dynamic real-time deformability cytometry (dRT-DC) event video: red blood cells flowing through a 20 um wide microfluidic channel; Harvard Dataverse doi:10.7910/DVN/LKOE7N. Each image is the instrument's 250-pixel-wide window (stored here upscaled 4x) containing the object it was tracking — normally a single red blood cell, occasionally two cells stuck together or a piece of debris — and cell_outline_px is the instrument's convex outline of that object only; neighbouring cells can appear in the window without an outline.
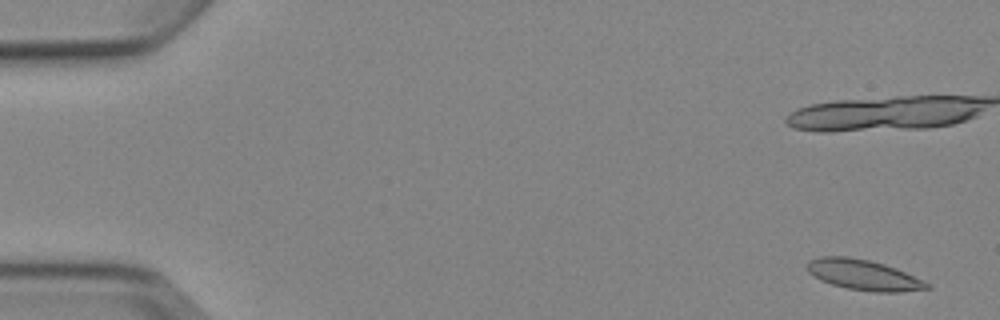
{"species": "Egyptian fruit bat (a non-hibernating species)", "species_latin": "Rousettus aegyptiacus", "temperature_condition": "cold", "stored_images_in_passage": 7, "camera_frame_rate_fps": 3000, "um_per_image_px": 0.085, "animal": {"sex": "female"}, "frame": {"image": 1, "passage_image": 1, "time_ms": 0.0, "image_size_px": [1000, 320], "cell_outline_px": [[932, 288], [900, 292], [872, 292], [848, 288], [832, 284], [820, 280], [808, 272], [808, 260], [820, 256], [848, 256], [868, 260], [884, 264], [896, 268], [932, 284]], "centroid_in_image_um": [73.42, 23.37], "position_along_channel_um": 11.6, "area_um2": 21.27}}
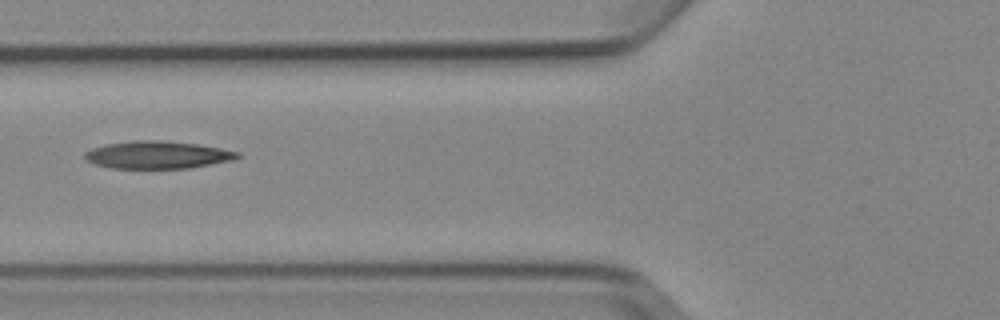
{"frame": {"image": 2, "passage_image": 6, "time_ms": 7.0, "image_size_px": [1000, 320], "cell_outline_px": [[240, 156], [236, 160], [192, 168], [108, 168], [92, 164], [84, 156], [84, 152], [92, 148], [108, 144], [132, 140], [160, 140], [196, 144], [220, 148], [240, 152]], "centroid_in_image_um": [13.41, 13.17], "position_along_channel_um": 112.4, "area_um2": 24.68}}
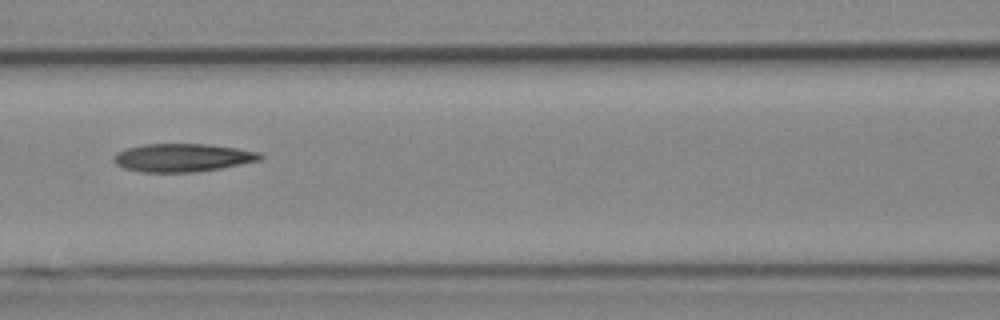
{"frame": {"image": 3, "passage_image": 7, "time_ms": 8.0, "image_size_px": [1000, 320], "cell_outline_px": [[264, 156], [260, 160], [220, 168], [196, 172], [140, 172], [124, 168], [116, 164], [112, 160], [112, 156], [116, 152], [128, 148], [144, 144], [208, 144], [236, 148], [260, 152]], "centroid_in_image_um": [15.49, 13.4], "position_along_channel_um": 151.1, "area_um2": 24.04}}